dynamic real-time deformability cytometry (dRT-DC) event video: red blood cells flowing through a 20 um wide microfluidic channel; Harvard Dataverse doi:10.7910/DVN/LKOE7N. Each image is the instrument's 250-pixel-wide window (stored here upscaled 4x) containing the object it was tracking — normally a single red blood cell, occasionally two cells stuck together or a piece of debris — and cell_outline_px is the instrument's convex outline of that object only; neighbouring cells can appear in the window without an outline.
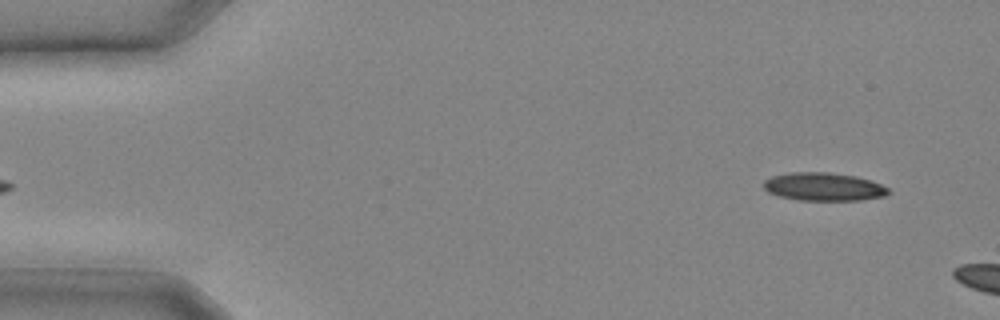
{"species": "common noctule bat (a hibernating species)", "species_latin": "Nyctalus noctula", "temperature_condition": "cold", "stored_images_in_passage": 4, "camera_frame_rate_fps": 3000, "um_per_image_px": 0.085, "animal": {"sex": "male", "body_mass_g": 20.4}, "frame": {"image": 1, "passage_image": 1, "time_ms": 0.0, "image_size_px": [1000, 320], "cell_outline_px": [[892, 192], [884, 196], [860, 200], [800, 200], [780, 196], [768, 192], [764, 188], [764, 180], [772, 176], [788, 172], [828, 172], [856, 176], [872, 180], [888, 188]], "centroid_in_image_um": [70.03, 15.86], "position_along_channel_um": 15.0, "area_um2": 20.52}}